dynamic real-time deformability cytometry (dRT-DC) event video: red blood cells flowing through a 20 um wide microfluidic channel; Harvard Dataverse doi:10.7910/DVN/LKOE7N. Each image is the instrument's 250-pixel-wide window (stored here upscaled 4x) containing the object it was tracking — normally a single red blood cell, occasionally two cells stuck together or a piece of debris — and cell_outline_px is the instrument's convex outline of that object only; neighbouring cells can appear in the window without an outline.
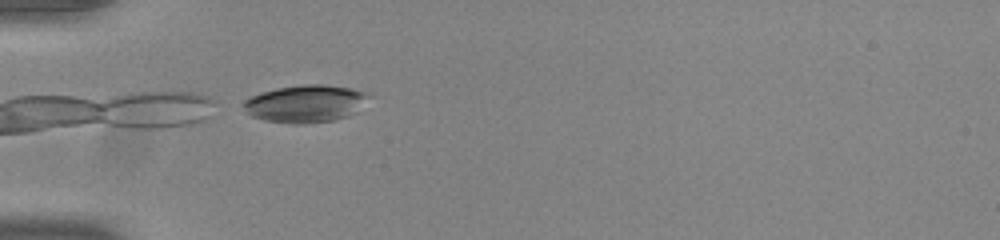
{"species": "common noctule bat (a hibernating species)", "species_latin": "Nyctalus noctula", "temperature_condition": "room temperature", "stored_images_in_passage": 30, "camera_frame_rate_fps": 3000, "um_per_image_px": 0.085, "animal": {"sex": "male", "body_mass_g": 20.0, "forearm_length_mm": 53.3}, "frame": {"image": 1, "passage_image": 1, "time_ms": 0.0, "image_size_px": [1000, 240], "cell_outline_px": [[372, 96], [356, 112], [348, 116], [336, 120], [304, 124], [292, 124], [264, 120], [252, 116], [244, 108], [244, 100], [260, 92], [276, 88], [304, 84], [324, 84], [352, 88], [364, 92]], "centroid_in_image_um": [25.99, 8.81], "position_along_channel_um": 59.0, "area_um2": 27.51}}
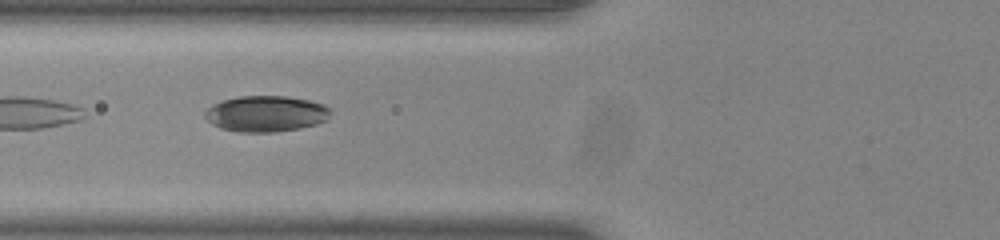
{"frame": {"image": 2, "passage_image": 5, "time_ms": 1.333, "image_size_px": [1000, 240], "cell_outline_px": [[332, 112], [328, 120], [316, 124], [300, 128], [276, 132], [240, 132], [220, 128], [212, 124], [204, 116], [204, 112], [208, 108], [224, 100], [240, 96], [284, 96], [308, 100], [324, 104]], "centroid_in_image_um": [22.64, 9.67], "position_along_channel_um": 103.2, "area_um2": 26.3}}
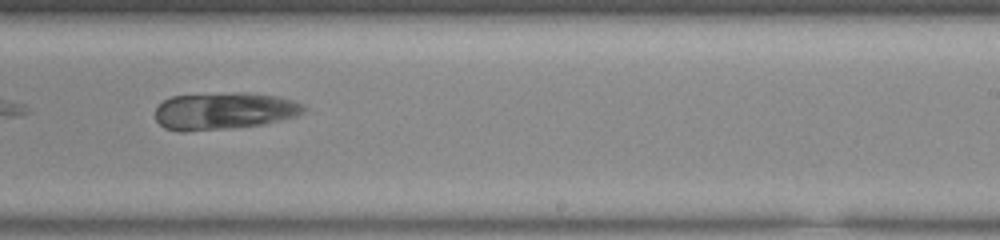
{"frame": {"image": 3, "passage_image": 18, "time_ms": 5.667, "image_size_px": [1000, 240], "cell_outline_px": [[304, 112], [296, 116], [264, 124], [232, 128], [184, 132], [180, 132], [164, 128], [156, 120], [156, 108], [164, 100], [172, 96], [236, 92], [244, 92], [276, 96], [292, 100], [304, 104]], "centroid_in_image_um": [19.03, 9.44], "position_along_channel_um": 270.0, "area_um2": 32.19}, "authors_computed_cell_mechanics": {"area_um2": 29.9115, "velocity_mm_per_s": 3.8553, "shape_relaxation_time_tau1_ms": 3.7016, "shape_relaxation_time_tau2_ms": 7.7127, "deformation_change_tau1": null, "deformation_change_tau2": 0.1286}}